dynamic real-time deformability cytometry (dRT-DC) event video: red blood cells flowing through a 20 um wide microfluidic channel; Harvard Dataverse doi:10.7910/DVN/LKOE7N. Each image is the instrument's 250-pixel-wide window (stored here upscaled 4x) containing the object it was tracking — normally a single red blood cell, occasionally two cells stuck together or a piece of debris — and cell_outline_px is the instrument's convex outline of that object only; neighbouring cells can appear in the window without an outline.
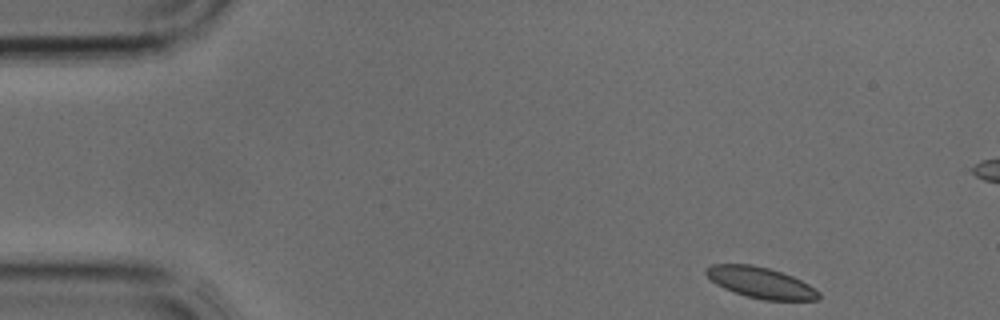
{"species": "common noctule bat (a hibernating species)", "species_latin": "Nyctalus noctula", "temperature_condition": "cold", "stored_images_in_passage": 37, "camera_frame_rate_fps": 3000, "um_per_image_px": 0.085, "animal": {"sex": "male", "body_mass_g": 17.9, "forearm_length_mm": 54.2}, "frame": {"image": 1, "passage_image": 1, "time_ms": 0.0, "image_size_px": [1000, 320], "cell_outline_px": [[820, 296], [816, 300], [764, 300], [748, 296], [724, 288], [716, 284], [704, 272], [704, 268], [712, 264], [752, 264], [768, 268], [792, 276], [808, 284], [820, 292]], "centroid_in_image_um": [64.64, 24.01], "position_along_channel_um": 20.4, "area_um2": 20.11}}
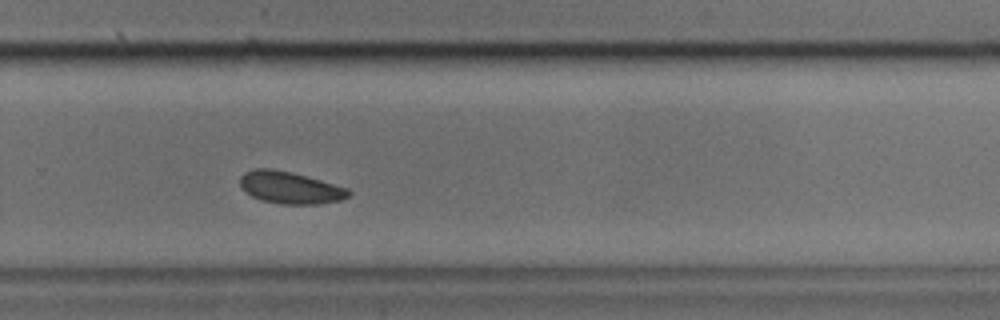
{"frame": {"image": 2, "passage_image": 23, "time_ms": 7.333, "image_size_px": [1000, 320], "cell_outline_px": [[352, 192], [348, 196], [340, 200], [320, 204], [280, 204], [260, 200], [244, 192], [240, 188], [240, 176], [244, 172], [256, 168], [272, 168], [292, 172], [348, 188]], "centroid_in_image_um": [24.61, 15.95], "position_along_channel_um": 305.2, "area_um2": 20.46}}
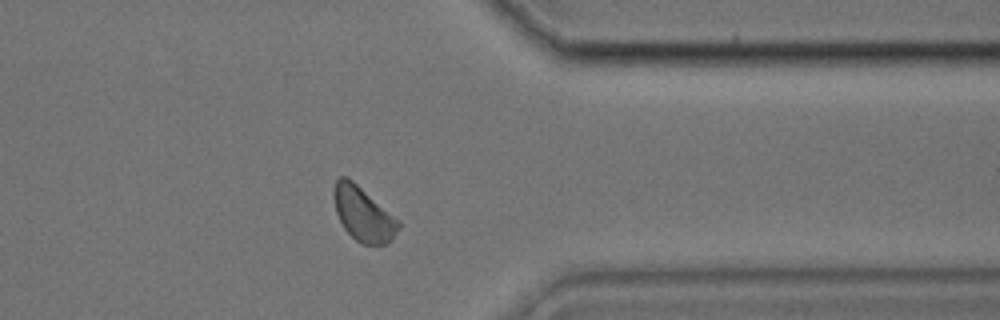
{"frame": {"image": 3, "passage_image": 28, "time_ms": 9.0, "image_size_px": [1000, 320], "cell_outline_px": [[400, 228], [392, 240], [384, 244], [360, 244], [344, 228], [336, 212], [332, 196], [332, 192], [336, 180], [340, 176], [344, 176], [352, 180], [400, 220]], "centroid_in_image_um": [30.87, 18.19], "position_along_channel_um": 380.5, "area_um2": 20.46}}